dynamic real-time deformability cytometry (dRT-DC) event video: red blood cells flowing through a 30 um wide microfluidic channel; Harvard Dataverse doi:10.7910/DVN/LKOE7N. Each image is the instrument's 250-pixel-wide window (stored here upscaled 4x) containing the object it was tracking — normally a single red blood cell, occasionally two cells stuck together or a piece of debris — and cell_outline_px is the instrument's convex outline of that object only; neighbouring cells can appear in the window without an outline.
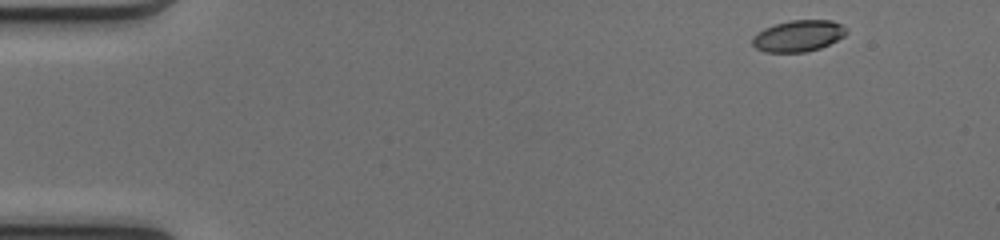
{"species": "common noctule bat (a hibernating species)", "species_latin": "Nyctalus noctula", "temperature_condition": "cold", "stored_images_in_passage": 47, "camera_frame_rate_fps": 3000, "um_per_image_px": 0.085, "animal": {"sex": "female", "body_mass_g": 17.0, "forearm_length_mm": 48.0}, "frame": {"image": 1, "passage_image": 1, "time_ms": 0.0, "image_size_px": [1000, 240], "cell_outline_px": [[848, 32], [844, 36], [820, 48], [804, 52], [764, 52], [756, 48], [752, 44], [752, 36], [764, 28], [776, 24], [792, 20], [832, 20], [848, 28]], "centroid_in_image_um": [67.85, 3.05], "position_along_channel_um": 17.1, "area_um2": 17.17}}
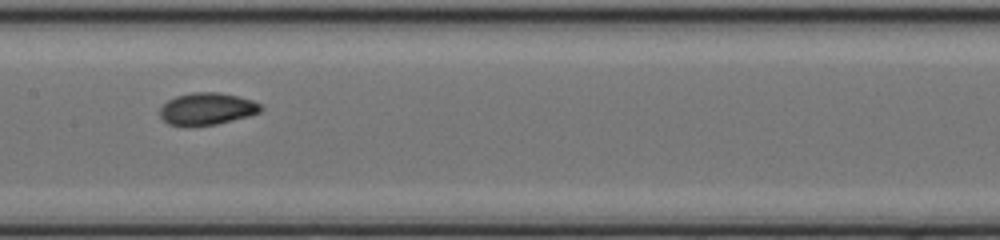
{"frame": {"image": 2, "passage_image": 22, "time_ms": 7.0, "image_size_px": [1000, 240], "cell_outline_px": [[264, 108], [260, 112], [248, 116], [216, 124], [168, 124], [160, 116], [160, 108], [168, 100], [176, 96], [192, 92], [220, 92], [252, 100], [260, 104]], "centroid_in_image_um": [17.62, 9.22], "position_along_channel_um": 189.8, "area_um2": 18.44}}
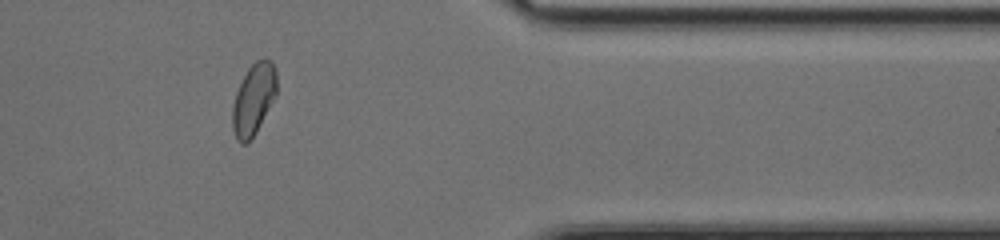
{"frame": {"image": 3, "passage_image": 38, "time_ms": 12.333, "image_size_px": [1000, 240], "cell_outline_px": [[276, 96], [256, 132], [244, 144], [240, 144], [236, 140], [232, 128], [232, 108], [236, 92], [248, 68], [256, 60], [264, 56], [272, 60], [276, 68]], "centroid_in_image_um": [21.56, 8.4], "position_along_channel_um": 389.8, "area_um2": 18.5}, "authors_computed_cell_mechanics": {"area_um2": 18.2648, "velocity_mm_per_s": 4.113, "shape_relaxation_time_tau1_ms": 3.0578, "shape_relaxation_time_tau2_ms": 1.3925, "deformation_change_tau1": 0.1168, "deformation_change_tau2": 0.0382}}